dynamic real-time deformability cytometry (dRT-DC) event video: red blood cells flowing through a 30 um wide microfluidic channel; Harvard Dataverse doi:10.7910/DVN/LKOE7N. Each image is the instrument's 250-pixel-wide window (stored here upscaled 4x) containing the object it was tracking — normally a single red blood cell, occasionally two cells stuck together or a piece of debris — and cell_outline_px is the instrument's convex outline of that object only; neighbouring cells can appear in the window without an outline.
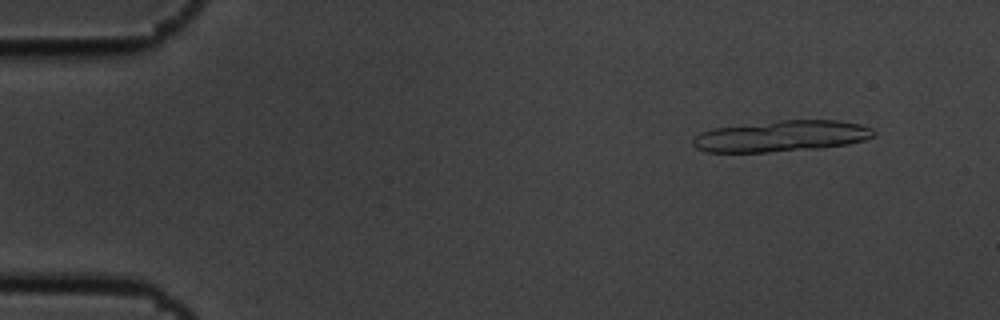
{"species": "common noctule bat (a hibernating species)", "species_latin": "Nyctalus noctula", "temperature_condition": "cold", "stored_images_in_passage": 6, "camera_frame_rate_fps": 3000, "um_per_image_px": 0.085, "animal": {"sex": "male", "body_mass_g": 19.5, "forearm_length_mm": 54.6}, "frame": {"image": 1, "passage_image": 2, "time_ms": 0.333, "image_size_px": [1000, 320], "cell_outline_px": [[876, 136], [864, 140], [848, 144], [820, 148], [768, 152], [708, 152], [696, 148], [692, 144], [692, 140], [700, 132], [712, 128], [780, 120], [836, 120], [860, 124], [872, 128], [876, 132]], "centroid_in_image_um": [66.43, 11.57], "position_along_channel_um": 18.6, "area_um2": 32.95}}